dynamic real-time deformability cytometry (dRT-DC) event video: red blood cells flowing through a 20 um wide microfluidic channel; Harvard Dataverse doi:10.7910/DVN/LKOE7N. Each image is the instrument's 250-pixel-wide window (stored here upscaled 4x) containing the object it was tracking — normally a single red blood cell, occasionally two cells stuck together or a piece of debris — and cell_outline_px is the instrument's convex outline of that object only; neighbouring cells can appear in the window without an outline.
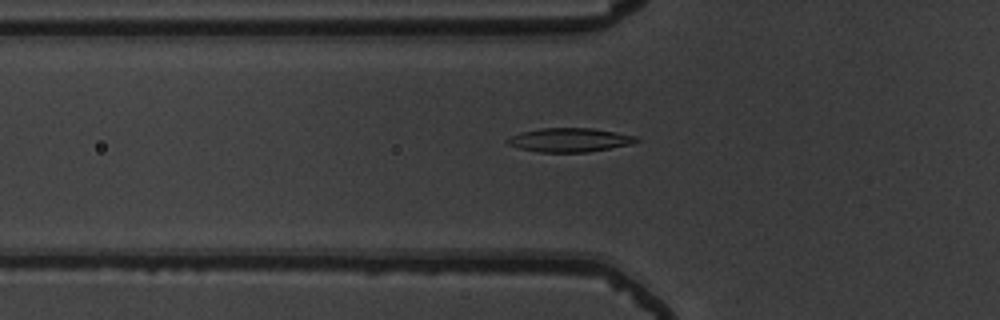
{"species": "common noctule bat (a hibernating species)", "species_latin": "Nyctalus noctula", "temperature_condition": "warm", "stored_images_in_passage": 55, "camera_frame_rate_fps": 3000, "um_per_image_px": 0.085, "animal": {"sex": "male", "body_mass_g": 19.5, "forearm_length_mm": 54.6}, "frame": {"image": 1, "passage_image": 20, "time_ms": 6.333, "image_size_px": [1000, 320], "cell_outline_px": [[640, 140], [632, 144], [588, 152], [540, 152], [520, 148], [508, 144], [504, 140], [508, 136], [520, 132], [540, 128], [592, 128], [616, 132], [636, 136]], "centroid_in_image_um": [48.39, 11.89], "position_along_channel_um": 77.4, "area_um2": 18.03}}
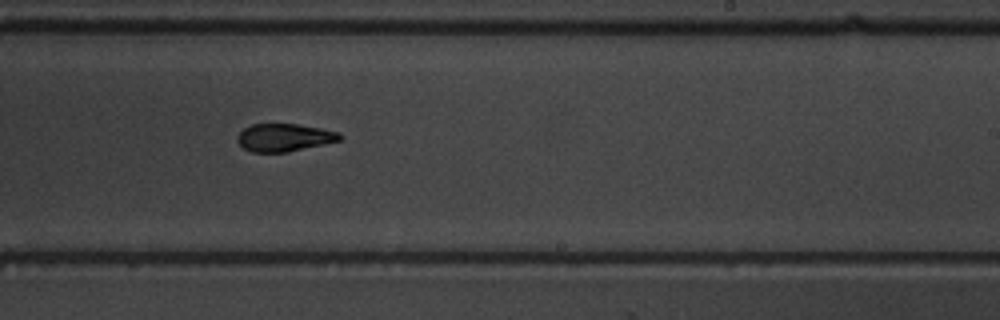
{"frame": {"image": 2, "passage_image": 35, "time_ms": 11.333, "image_size_px": [1000, 320], "cell_outline_px": [[344, 136], [340, 140], [324, 144], [288, 152], [252, 152], [244, 148], [236, 140], [236, 136], [244, 128], [252, 124], [296, 124], [320, 128], [340, 132]], "centroid_in_image_um": [24.17, 11.69], "position_along_channel_um": 264.8, "area_um2": 16.59}}
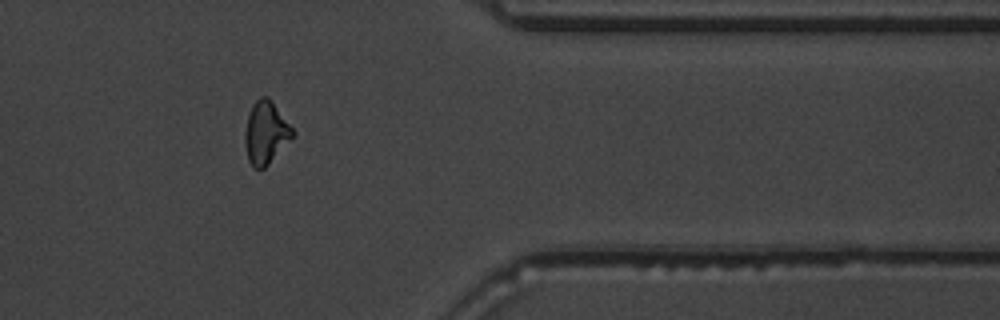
{"frame": {"image": 3, "passage_image": 46, "time_ms": 15.0, "image_size_px": [1000, 320], "cell_outline_px": [[296, 132], [268, 164], [264, 168], [252, 168], [248, 160], [244, 144], [244, 132], [248, 116], [252, 104], [260, 96], [268, 96], [272, 100]], "centroid_in_image_um": [22.57, 11.25], "position_along_channel_um": 388.8, "area_um2": 17.4}, "authors_computed_cell_mechanics": {"area_um2": 17.34, "velocity_mm_per_s": 3.7445, "shape_relaxation_time_tau1_ms": 5.6825, "shape_relaxation_time_tau2_ms": 3.4251, "deformation_change_tau1": 0.1851, "deformation_change_tau2": 0.1003}}